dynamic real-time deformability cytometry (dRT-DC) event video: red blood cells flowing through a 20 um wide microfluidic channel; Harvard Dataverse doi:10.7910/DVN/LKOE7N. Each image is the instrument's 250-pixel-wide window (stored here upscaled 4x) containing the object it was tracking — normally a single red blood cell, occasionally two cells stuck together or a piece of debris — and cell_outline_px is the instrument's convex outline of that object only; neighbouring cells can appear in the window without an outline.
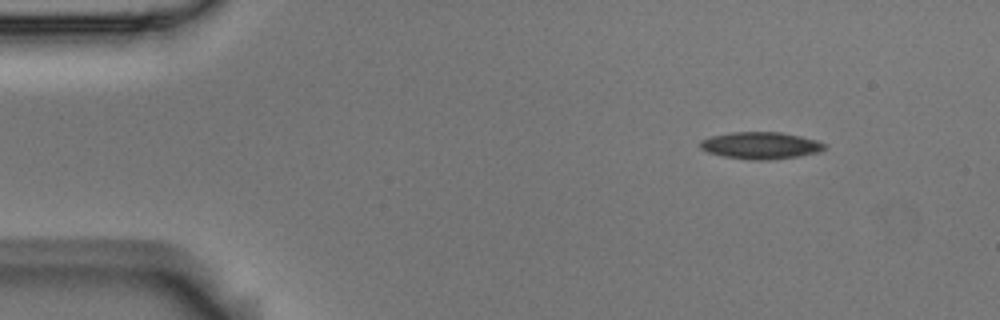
{"species": "Egyptian fruit bat (a non-hibernating species)", "species_latin": "Rousettus aegyptiacus", "temperature_condition": "room temperature", "stored_images_in_passage": 3, "camera_frame_rate_fps": 3000, "um_per_image_px": 0.085, "animal": {"sex": "male"}, "frame": {"image": 1, "passage_image": 1, "time_ms": 0.0, "image_size_px": [1000, 320], "cell_outline_px": [[828, 148], [820, 152], [796, 156], [768, 160], [748, 160], [724, 156], [708, 152], [700, 148], [700, 140], [712, 136], [732, 132], [780, 132], [800, 136], [816, 140], [828, 144]], "centroid_in_image_um": [64.69, 12.36], "position_along_channel_um": 20.3, "area_um2": 19.59}}
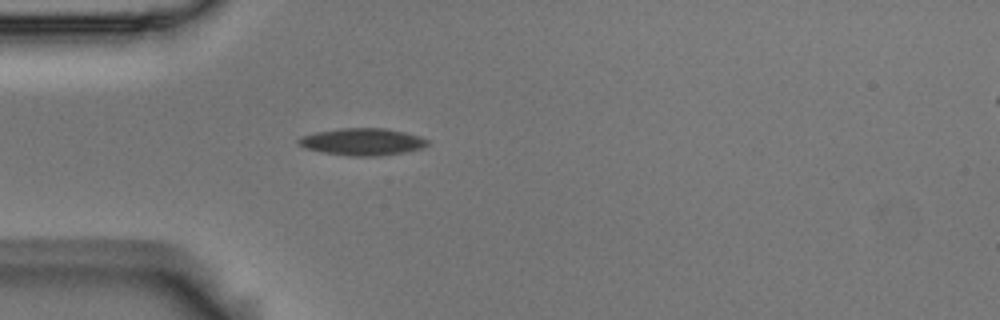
{"frame": {"image": 2, "passage_image": 3, "time_ms": 0.667, "image_size_px": [1000, 320], "cell_outline_px": [[428, 144], [420, 148], [404, 152], [376, 156], [352, 156], [324, 152], [304, 148], [296, 144], [296, 140], [300, 136], [316, 132], [340, 128], [384, 128], [404, 132], [420, 136], [428, 140]], "centroid_in_image_um": [30.74, 12.04], "position_along_channel_um": 54.3, "area_um2": 20.29}}